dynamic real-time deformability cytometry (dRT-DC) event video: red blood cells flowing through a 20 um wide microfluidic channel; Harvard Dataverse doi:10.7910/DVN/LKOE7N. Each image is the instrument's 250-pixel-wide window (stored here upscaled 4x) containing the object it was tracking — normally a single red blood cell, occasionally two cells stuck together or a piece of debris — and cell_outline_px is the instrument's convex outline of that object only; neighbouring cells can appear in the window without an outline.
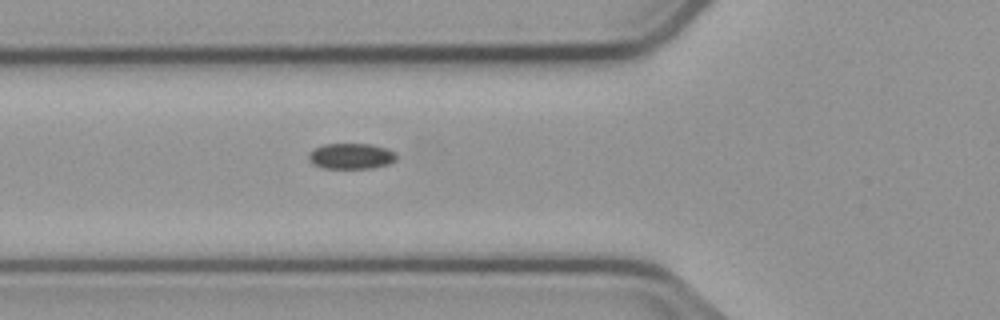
{"species": "common noctule bat (a hibernating species)", "species_latin": "Nyctalus noctula", "temperature_condition": "cold", "stored_images_in_passage": 2, "camera_frame_rate_fps": 3000, "um_per_image_px": 0.085, "animal": {"sex": "male", "body_mass_g": 23.1, "forearm_length_mm": 52.7}, "frame": {"image": 1, "passage_image": 2, "time_ms": 1.0, "image_size_px": [1000, 320], "cell_outline_px": [[396, 160], [388, 164], [372, 168], [324, 168], [312, 164], [308, 160], [308, 152], [324, 144], [372, 144], [388, 148], [396, 152]], "centroid_in_image_um": [29.85, 13.27], "position_along_channel_um": 95.9, "area_um2": 13.29}}